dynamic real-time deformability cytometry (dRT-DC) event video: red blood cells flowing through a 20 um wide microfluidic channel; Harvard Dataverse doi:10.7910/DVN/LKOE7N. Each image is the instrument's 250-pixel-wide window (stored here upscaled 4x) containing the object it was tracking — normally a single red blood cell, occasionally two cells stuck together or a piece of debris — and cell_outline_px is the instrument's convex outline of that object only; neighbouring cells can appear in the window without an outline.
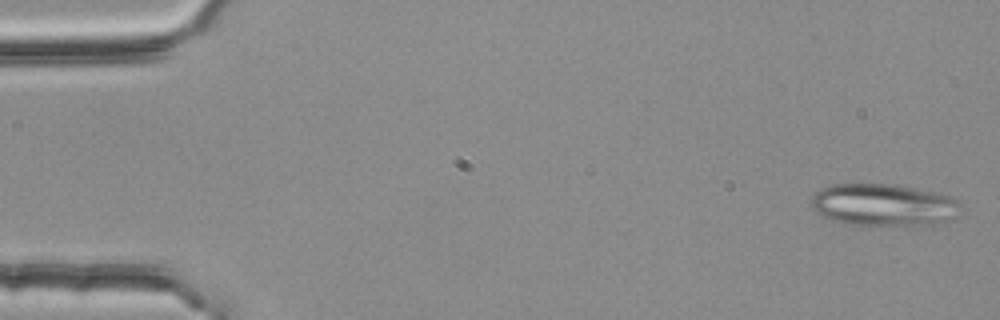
{"species": "common noctule bat (a hibernating species)", "species_latin": "Nyctalus noctula", "temperature_condition": "room temperature", "stored_images_in_passage": 55, "segment_of_instrument_passage": [1, 2], "camera_frame_rate_fps": 3000, "um_per_image_px": 0.085, "animal": {"sex": "female", "body_mass_g": 25.1}, "frame": {"image": 1, "passage_image": 2, "time_ms": 0.333, "image_size_px": [1000, 320], "cell_outline_px": [[960, 216], [948, 220], [924, 224], [840, 224], [816, 212], [812, 204], [812, 196], [820, 188], [832, 184], [896, 184], [932, 192], [948, 196], [956, 200], [960, 204]], "centroid_in_image_um": [75.07, 17.4], "position_along_channel_um": 9.9, "area_um2": 36.24}}